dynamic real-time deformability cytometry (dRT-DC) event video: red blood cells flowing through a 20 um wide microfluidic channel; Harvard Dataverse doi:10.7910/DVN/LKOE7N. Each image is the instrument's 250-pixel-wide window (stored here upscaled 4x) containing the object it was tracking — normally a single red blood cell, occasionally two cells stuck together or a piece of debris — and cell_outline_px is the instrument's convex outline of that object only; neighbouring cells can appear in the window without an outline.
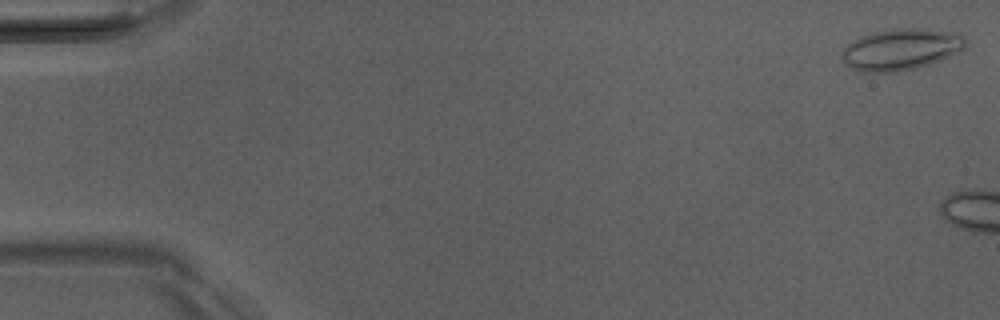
{"species": "Egyptian fruit bat (a non-hibernating species)", "species_latin": "Rousettus aegyptiacus", "temperature_condition": "room temperature", "stored_images_in_passage": 5, "camera_frame_rate_fps": 3000, "um_per_image_px": 0.085, "animal": {"sex": "male"}, "frame": {"image": 1, "passage_image": 1, "time_ms": 0.0, "image_size_px": [1000, 320], "cell_outline_px": [[968, 40], [964, 48], [960, 52], [940, 60], [916, 68], [896, 72], [860, 72], [844, 64], [844, 48], [848, 44], [860, 36], [872, 32], [892, 28], [928, 28], [960, 32]], "centroid_in_image_um": [76.65, 4.17], "position_along_channel_um": 8.4, "area_um2": 30.23}}